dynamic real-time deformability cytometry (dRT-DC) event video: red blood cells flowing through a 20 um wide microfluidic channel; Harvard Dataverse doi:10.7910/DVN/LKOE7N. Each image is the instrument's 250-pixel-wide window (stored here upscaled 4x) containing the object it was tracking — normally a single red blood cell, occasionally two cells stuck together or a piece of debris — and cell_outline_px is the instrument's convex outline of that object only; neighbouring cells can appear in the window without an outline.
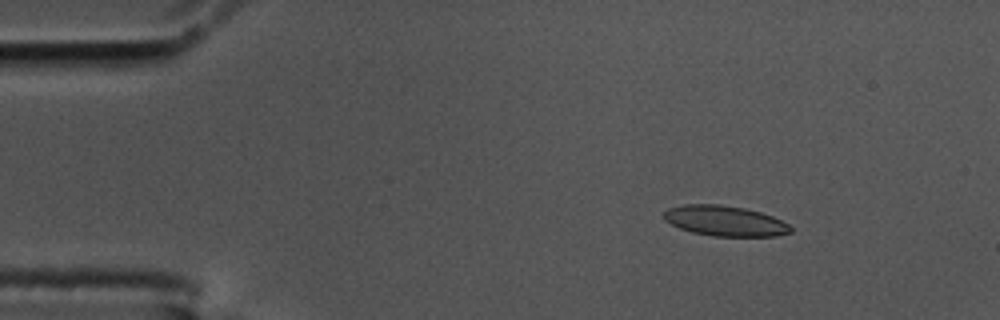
{"species": "common noctule bat (a hibernating species)", "species_latin": "Nyctalus noctula", "temperature_condition": "cold", "stored_images_in_passage": 51, "camera_frame_rate_fps": 3000, "um_per_image_px": 0.085, "animal": {"sex": "male", "body_mass_g": 17.5, "forearm_length_mm": 52.3}, "frame": {"image": 1, "passage_image": 1, "time_ms": 0.0, "image_size_px": [1000, 320], "cell_outline_px": [[792, 232], [776, 236], [712, 236], [692, 232], [680, 228], [664, 220], [664, 212], [668, 208], [684, 204], [720, 204], [744, 208], [760, 212], [772, 216], [788, 224], [792, 228]], "centroid_in_image_um": [61.61, 18.77], "position_along_channel_um": 23.4, "area_um2": 22.37}}
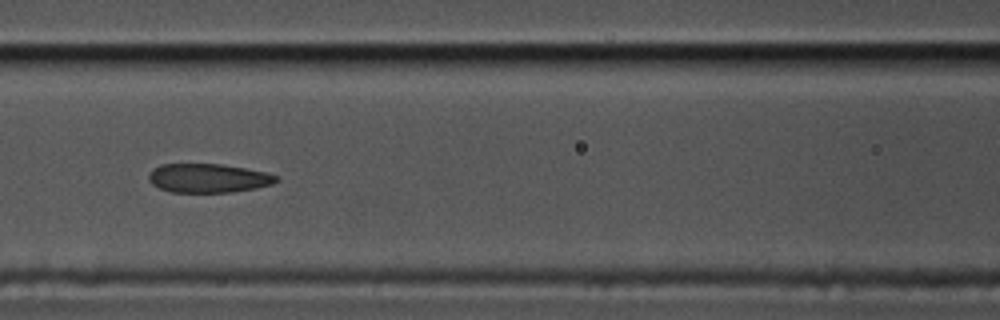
{"frame": {"image": 2, "passage_image": 18, "time_ms": 5.667, "image_size_px": [1000, 320], "cell_outline_px": [[280, 180], [272, 184], [256, 188], [232, 192], [172, 192], [160, 188], [152, 184], [148, 180], [148, 176], [152, 168], [160, 164], [220, 164], [268, 172], [276, 176]], "centroid_in_image_um": [17.69, 15.14], "position_along_channel_um": 148.9, "area_um2": 21.56}}
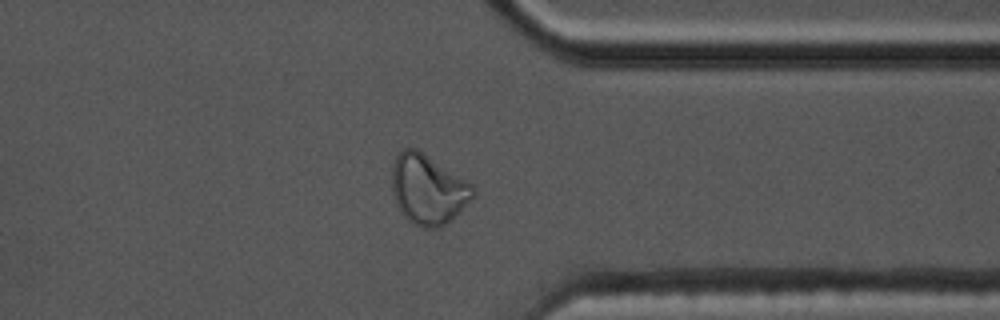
{"frame": {"image": 3, "passage_image": 38, "time_ms": 12.333, "image_size_px": [1000, 320], "cell_outline_px": [[476, 192], [460, 212], [444, 224], [436, 228], [420, 228], [408, 220], [396, 204], [392, 192], [392, 164], [396, 156], [404, 148], [416, 148], [472, 184], [476, 188]], "centroid_in_image_um": [36.36, 16.1], "position_along_channel_um": 375.0, "area_um2": 32.71}, "authors_computed_cell_mechanics": {"area_um2": 22.831, "velocity_mm_per_s": 3.4617, "shape_relaxation_time_tau1_ms": null, "shape_relaxation_time_tau2_ms": 1.7448, "deformation_change_tau1": null, "deformation_change_tau2": 0.0749}}